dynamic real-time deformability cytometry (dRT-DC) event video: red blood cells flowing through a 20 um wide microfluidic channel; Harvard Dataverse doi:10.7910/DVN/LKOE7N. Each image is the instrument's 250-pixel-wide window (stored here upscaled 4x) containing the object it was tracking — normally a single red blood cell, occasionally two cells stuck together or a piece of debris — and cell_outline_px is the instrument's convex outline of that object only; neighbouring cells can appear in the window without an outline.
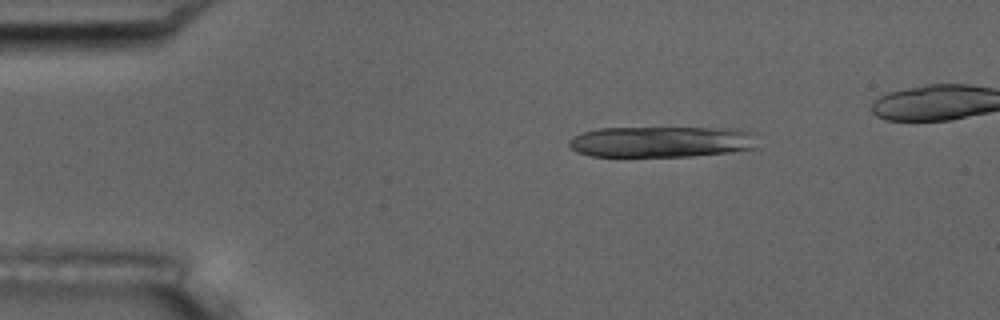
{"species": "common noctule bat (a hibernating species)", "species_latin": "Nyctalus noctula", "temperature_condition": "room temperature", "stored_images_in_passage": 6, "camera_frame_rate_fps": 3000, "um_per_image_px": 0.085, "animal": {"sex": "male", "body_mass_g": 17.5, "forearm_length_mm": 52.3}, "frame": {"image": 1, "passage_image": 3, "time_ms": 2.333, "image_size_px": [1000, 320], "cell_outline_px": [[760, 148], [728, 152], [692, 156], [592, 156], [576, 152], [568, 144], [568, 140], [572, 136], [596, 128], [740, 128], [756, 132]], "centroid_in_image_um": [56.33, 12.04], "position_along_channel_um": 28.7, "area_um2": 34.68}}